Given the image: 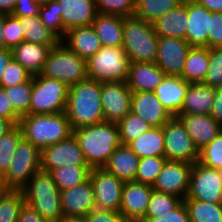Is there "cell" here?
Here are the masks:
<instances>
[{"label": "cell", "instance_id": "37", "mask_svg": "<svg viewBox=\"0 0 222 222\" xmlns=\"http://www.w3.org/2000/svg\"><path fill=\"white\" fill-rule=\"evenodd\" d=\"M2 88L5 89L15 113L20 118L29 115L31 93L33 90V76L22 84Z\"/></svg>", "mask_w": 222, "mask_h": 222}, {"label": "cell", "instance_id": "51", "mask_svg": "<svg viewBox=\"0 0 222 222\" xmlns=\"http://www.w3.org/2000/svg\"><path fill=\"white\" fill-rule=\"evenodd\" d=\"M88 222H128L120 212L94 209L87 216Z\"/></svg>", "mask_w": 222, "mask_h": 222}, {"label": "cell", "instance_id": "22", "mask_svg": "<svg viewBox=\"0 0 222 222\" xmlns=\"http://www.w3.org/2000/svg\"><path fill=\"white\" fill-rule=\"evenodd\" d=\"M211 13L194 0H187L188 26L185 40L190 46L208 47V28Z\"/></svg>", "mask_w": 222, "mask_h": 222}, {"label": "cell", "instance_id": "48", "mask_svg": "<svg viewBox=\"0 0 222 222\" xmlns=\"http://www.w3.org/2000/svg\"><path fill=\"white\" fill-rule=\"evenodd\" d=\"M3 35L6 48L8 49H12L24 41V33L21 29L20 21L12 14H5Z\"/></svg>", "mask_w": 222, "mask_h": 222}, {"label": "cell", "instance_id": "42", "mask_svg": "<svg viewBox=\"0 0 222 222\" xmlns=\"http://www.w3.org/2000/svg\"><path fill=\"white\" fill-rule=\"evenodd\" d=\"M22 138V132L18 125L0 138V174L4 175L13 158L16 145Z\"/></svg>", "mask_w": 222, "mask_h": 222}, {"label": "cell", "instance_id": "25", "mask_svg": "<svg viewBox=\"0 0 222 222\" xmlns=\"http://www.w3.org/2000/svg\"><path fill=\"white\" fill-rule=\"evenodd\" d=\"M61 42L85 60L102 47L100 38L92 25L73 27L67 30Z\"/></svg>", "mask_w": 222, "mask_h": 222}, {"label": "cell", "instance_id": "45", "mask_svg": "<svg viewBox=\"0 0 222 222\" xmlns=\"http://www.w3.org/2000/svg\"><path fill=\"white\" fill-rule=\"evenodd\" d=\"M95 2L98 13L122 17L134 16L135 0H95Z\"/></svg>", "mask_w": 222, "mask_h": 222}, {"label": "cell", "instance_id": "6", "mask_svg": "<svg viewBox=\"0 0 222 222\" xmlns=\"http://www.w3.org/2000/svg\"><path fill=\"white\" fill-rule=\"evenodd\" d=\"M130 60L122 46H102L86 60L87 78L98 82H126Z\"/></svg>", "mask_w": 222, "mask_h": 222}, {"label": "cell", "instance_id": "16", "mask_svg": "<svg viewBox=\"0 0 222 222\" xmlns=\"http://www.w3.org/2000/svg\"><path fill=\"white\" fill-rule=\"evenodd\" d=\"M190 47L185 39L159 37L155 64L166 75L181 76Z\"/></svg>", "mask_w": 222, "mask_h": 222}, {"label": "cell", "instance_id": "34", "mask_svg": "<svg viewBox=\"0 0 222 222\" xmlns=\"http://www.w3.org/2000/svg\"><path fill=\"white\" fill-rule=\"evenodd\" d=\"M89 165H67L49 171L60 191L74 187L89 178Z\"/></svg>", "mask_w": 222, "mask_h": 222}, {"label": "cell", "instance_id": "21", "mask_svg": "<svg viewBox=\"0 0 222 222\" xmlns=\"http://www.w3.org/2000/svg\"><path fill=\"white\" fill-rule=\"evenodd\" d=\"M56 1L64 22V35L73 27L92 25L98 14L95 0Z\"/></svg>", "mask_w": 222, "mask_h": 222}, {"label": "cell", "instance_id": "63", "mask_svg": "<svg viewBox=\"0 0 222 222\" xmlns=\"http://www.w3.org/2000/svg\"><path fill=\"white\" fill-rule=\"evenodd\" d=\"M50 1H54V0H36V2L40 5H44L46 3H49Z\"/></svg>", "mask_w": 222, "mask_h": 222}, {"label": "cell", "instance_id": "13", "mask_svg": "<svg viewBox=\"0 0 222 222\" xmlns=\"http://www.w3.org/2000/svg\"><path fill=\"white\" fill-rule=\"evenodd\" d=\"M67 165H88L74 134L61 142L43 147L40 153V170L49 172Z\"/></svg>", "mask_w": 222, "mask_h": 222}, {"label": "cell", "instance_id": "58", "mask_svg": "<svg viewBox=\"0 0 222 222\" xmlns=\"http://www.w3.org/2000/svg\"><path fill=\"white\" fill-rule=\"evenodd\" d=\"M17 0H0V13L12 14Z\"/></svg>", "mask_w": 222, "mask_h": 222}, {"label": "cell", "instance_id": "30", "mask_svg": "<svg viewBox=\"0 0 222 222\" xmlns=\"http://www.w3.org/2000/svg\"><path fill=\"white\" fill-rule=\"evenodd\" d=\"M124 17L98 13L92 22L102 46L118 47L123 44Z\"/></svg>", "mask_w": 222, "mask_h": 222}, {"label": "cell", "instance_id": "12", "mask_svg": "<svg viewBox=\"0 0 222 222\" xmlns=\"http://www.w3.org/2000/svg\"><path fill=\"white\" fill-rule=\"evenodd\" d=\"M89 178L93 185L96 209L119 212L125 182L103 168H92Z\"/></svg>", "mask_w": 222, "mask_h": 222}, {"label": "cell", "instance_id": "33", "mask_svg": "<svg viewBox=\"0 0 222 222\" xmlns=\"http://www.w3.org/2000/svg\"><path fill=\"white\" fill-rule=\"evenodd\" d=\"M128 146L139 158L164 156L163 126L152 127L149 131L131 141Z\"/></svg>", "mask_w": 222, "mask_h": 222}, {"label": "cell", "instance_id": "59", "mask_svg": "<svg viewBox=\"0 0 222 222\" xmlns=\"http://www.w3.org/2000/svg\"><path fill=\"white\" fill-rule=\"evenodd\" d=\"M16 125L9 119L0 116V138L12 130Z\"/></svg>", "mask_w": 222, "mask_h": 222}, {"label": "cell", "instance_id": "5", "mask_svg": "<svg viewBox=\"0 0 222 222\" xmlns=\"http://www.w3.org/2000/svg\"><path fill=\"white\" fill-rule=\"evenodd\" d=\"M158 38L152 23L135 16L124 17L122 47L130 62L155 63Z\"/></svg>", "mask_w": 222, "mask_h": 222}, {"label": "cell", "instance_id": "62", "mask_svg": "<svg viewBox=\"0 0 222 222\" xmlns=\"http://www.w3.org/2000/svg\"><path fill=\"white\" fill-rule=\"evenodd\" d=\"M10 189L6 186L4 176L0 174V198H2Z\"/></svg>", "mask_w": 222, "mask_h": 222}, {"label": "cell", "instance_id": "53", "mask_svg": "<svg viewBox=\"0 0 222 222\" xmlns=\"http://www.w3.org/2000/svg\"><path fill=\"white\" fill-rule=\"evenodd\" d=\"M0 116L18 125L20 117L15 113L5 89L0 87Z\"/></svg>", "mask_w": 222, "mask_h": 222}, {"label": "cell", "instance_id": "15", "mask_svg": "<svg viewBox=\"0 0 222 222\" xmlns=\"http://www.w3.org/2000/svg\"><path fill=\"white\" fill-rule=\"evenodd\" d=\"M132 91L126 82L101 83L104 121L118 123L131 112Z\"/></svg>", "mask_w": 222, "mask_h": 222}, {"label": "cell", "instance_id": "9", "mask_svg": "<svg viewBox=\"0 0 222 222\" xmlns=\"http://www.w3.org/2000/svg\"><path fill=\"white\" fill-rule=\"evenodd\" d=\"M41 150L21 138L6 173L3 175L10 190H22L31 177L40 170Z\"/></svg>", "mask_w": 222, "mask_h": 222}, {"label": "cell", "instance_id": "4", "mask_svg": "<svg viewBox=\"0 0 222 222\" xmlns=\"http://www.w3.org/2000/svg\"><path fill=\"white\" fill-rule=\"evenodd\" d=\"M22 192L25 203L48 222H60L63 218L60 190L49 172H36Z\"/></svg>", "mask_w": 222, "mask_h": 222}, {"label": "cell", "instance_id": "17", "mask_svg": "<svg viewBox=\"0 0 222 222\" xmlns=\"http://www.w3.org/2000/svg\"><path fill=\"white\" fill-rule=\"evenodd\" d=\"M152 192L151 185L125 182L119 212L127 221H141L145 217Z\"/></svg>", "mask_w": 222, "mask_h": 222}, {"label": "cell", "instance_id": "8", "mask_svg": "<svg viewBox=\"0 0 222 222\" xmlns=\"http://www.w3.org/2000/svg\"><path fill=\"white\" fill-rule=\"evenodd\" d=\"M69 87L40 74L33 76L29 114H56L66 109Z\"/></svg>", "mask_w": 222, "mask_h": 222}, {"label": "cell", "instance_id": "23", "mask_svg": "<svg viewBox=\"0 0 222 222\" xmlns=\"http://www.w3.org/2000/svg\"><path fill=\"white\" fill-rule=\"evenodd\" d=\"M165 76L155 63L131 62L126 84L132 92H153Z\"/></svg>", "mask_w": 222, "mask_h": 222}, {"label": "cell", "instance_id": "40", "mask_svg": "<svg viewBox=\"0 0 222 222\" xmlns=\"http://www.w3.org/2000/svg\"><path fill=\"white\" fill-rule=\"evenodd\" d=\"M25 203L22 190H10L0 198V222H17Z\"/></svg>", "mask_w": 222, "mask_h": 222}, {"label": "cell", "instance_id": "20", "mask_svg": "<svg viewBox=\"0 0 222 222\" xmlns=\"http://www.w3.org/2000/svg\"><path fill=\"white\" fill-rule=\"evenodd\" d=\"M195 146L201 150L222 130V126L210 114H179L177 116Z\"/></svg>", "mask_w": 222, "mask_h": 222}, {"label": "cell", "instance_id": "10", "mask_svg": "<svg viewBox=\"0 0 222 222\" xmlns=\"http://www.w3.org/2000/svg\"><path fill=\"white\" fill-rule=\"evenodd\" d=\"M163 137L164 156L168 161L194 164L199 160V150L177 116L171 117L163 125Z\"/></svg>", "mask_w": 222, "mask_h": 222}, {"label": "cell", "instance_id": "47", "mask_svg": "<svg viewBox=\"0 0 222 222\" xmlns=\"http://www.w3.org/2000/svg\"><path fill=\"white\" fill-rule=\"evenodd\" d=\"M32 75L15 60H11L3 71L1 87H11L28 81Z\"/></svg>", "mask_w": 222, "mask_h": 222}, {"label": "cell", "instance_id": "41", "mask_svg": "<svg viewBox=\"0 0 222 222\" xmlns=\"http://www.w3.org/2000/svg\"><path fill=\"white\" fill-rule=\"evenodd\" d=\"M183 200L175 195L153 190L145 217H157L175 209Z\"/></svg>", "mask_w": 222, "mask_h": 222}, {"label": "cell", "instance_id": "24", "mask_svg": "<svg viewBox=\"0 0 222 222\" xmlns=\"http://www.w3.org/2000/svg\"><path fill=\"white\" fill-rule=\"evenodd\" d=\"M188 86L181 76L166 75L153 92L173 117L178 116L182 109Z\"/></svg>", "mask_w": 222, "mask_h": 222}, {"label": "cell", "instance_id": "61", "mask_svg": "<svg viewBox=\"0 0 222 222\" xmlns=\"http://www.w3.org/2000/svg\"><path fill=\"white\" fill-rule=\"evenodd\" d=\"M60 222H88L86 216H69L63 217Z\"/></svg>", "mask_w": 222, "mask_h": 222}, {"label": "cell", "instance_id": "43", "mask_svg": "<svg viewBox=\"0 0 222 222\" xmlns=\"http://www.w3.org/2000/svg\"><path fill=\"white\" fill-rule=\"evenodd\" d=\"M39 18L41 23L53 31L60 39L64 37V22L56 0L41 5Z\"/></svg>", "mask_w": 222, "mask_h": 222}, {"label": "cell", "instance_id": "49", "mask_svg": "<svg viewBox=\"0 0 222 222\" xmlns=\"http://www.w3.org/2000/svg\"><path fill=\"white\" fill-rule=\"evenodd\" d=\"M140 222H191L188 209L182 201L175 209L157 217H144Z\"/></svg>", "mask_w": 222, "mask_h": 222}, {"label": "cell", "instance_id": "1", "mask_svg": "<svg viewBox=\"0 0 222 222\" xmlns=\"http://www.w3.org/2000/svg\"><path fill=\"white\" fill-rule=\"evenodd\" d=\"M65 114L72 130L104 122L101 82L86 78L70 86Z\"/></svg>", "mask_w": 222, "mask_h": 222}, {"label": "cell", "instance_id": "3", "mask_svg": "<svg viewBox=\"0 0 222 222\" xmlns=\"http://www.w3.org/2000/svg\"><path fill=\"white\" fill-rule=\"evenodd\" d=\"M18 126L22 138L40 150L56 144L73 134L65 112L56 114H29L20 118Z\"/></svg>", "mask_w": 222, "mask_h": 222}, {"label": "cell", "instance_id": "11", "mask_svg": "<svg viewBox=\"0 0 222 222\" xmlns=\"http://www.w3.org/2000/svg\"><path fill=\"white\" fill-rule=\"evenodd\" d=\"M185 199L222 204L221 170L195 162L190 172L189 191Z\"/></svg>", "mask_w": 222, "mask_h": 222}, {"label": "cell", "instance_id": "46", "mask_svg": "<svg viewBox=\"0 0 222 222\" xmlns=\"http://www.w3.org/2000/svg\"><path fill=\"white\" fill-rule=\"evenodd\" d=\"M203 83L213 88L222 86V47L209 48V67Z\"/></svg>", "mask_w": 222, "mask_h": 222}, {"label": "cell", "instance_id": "60", "mask_svg": "<svg viewBox=\"0 0 222 222\" xmlns=\"http://www.w3.org/2000/svg\"><path fill=\"white\" fill-rule=\"evenodd\" d=\"M4 21H5V14L0 13V49L6 48L3 35Z\"/></svg>", "mask_w": 222, "mask_h": 222}, {"label": "cell", "instance_id": "18", "mask_svg": "<svg viewBox=\"0 0 222 222\" xmlns=\"http://www.w3.org/2000/svg\"><path fill=\"white\" fill-rule=\"evenodd\" d=\"M63 217L87 216L96 209L93 185L90 178L86 181L60 191Z\"/></svg>", "mask_w": 222, "mask_h": 222}, {"label": "cell", "instance_id": "56", "mask_svg": "<svg viewBox=\"0 0 222 222\" xmlns=\"http://www.w3.org/2000/svg\"><path fill=\"white\" fill-rule=\"evenodd\" d=\"M12 59L13 58H12L11 49L8 48L0 49V87H1L3 71Z\"/></svg>", "mask_w": 222, "mask_h": 222}, {"label": "cell", "instance_id": "28", "mask_svg": "<svg viewBox=\"0 0 222 222\" xmlns=\"http://www.w3.org/2000/svg\"><path fill=\"white\" fill-rule=\"evenodd\" d=\"M51 48L23 41L11 49L12 58L19 62L32 76L41 73Z\"/></svg>", "mask_w": 222, "mask_h": 222}, {"label": "cell", "instance_id": "50", "mask_svg": "<svg viewBox=\"0 0 222 222\" xmlns=\"http://www.w3.org/2000/svg\"><path fill=\"white\" fill-rule=\"evenodd\" d=\"M218 47H222V13L212 12L208 28V48Z\"/></svg>", "mask_w": 222, "mask_h": 222}, {"label": "cell", "instance_id": "36", "mask_svg": "<svg viewBox=\"0 0 222 222\" xmlns=\"http://www.w3.org/2000/svg\"><path fill=\"white\" fill-rule=\"evenodd\" d=\"M183 201L188 209L191 222H222V204L193 199Z\"/></svg>", "mask_w": 222, "mask_h": 222}, {"label": "cell", "instance_id": "2", "mask_svg": "<svg viewBox=\"0 0 222 222\" xmlns=\"http://www.w3.org/2000/svg\"><path fill=\"white\" fill-rule=\"evenodd\" d=\"M88 165L102 168L121 145L117 123L101 122L73 130Z\"/></svg>", "mask_w": 222, "mask_h": 222}, {"label": "cell", "instance_id": "19", "mask_svg": "<svg viewBox=\"0 0 222 222\" xmlns=\"http://www.w3.org/2000/svg\"><path fill=\"white\" fill-rule=\"evenodd\" d=\"M131 112L152 127H162L172 116L154 92H132Z\"/></svg>", "mask_w": 222, "mask_h": 222}, {"label": "cell", "instance_id": "57", "mask_svg": "<svg viewBox=\"0 0 222 222\" xmlns=\"http://www.w3.org/2000/svg\"><path fill=\"white\" fill-rule=\"evenodd\" d=\"M197 4L204 6L210 12L222 13V0H194Z\"/></svg>", "mask_w": 222, "mask_h": 222}, {"label": "cell", "instance_id": "44", "mask_svg": "<svg viewBox=\"0 0 222 222\" xmlns=\"http://www.w3.org/2000/svg\"><path fill=\"white\" fill-rule=\"evenodd\" d=\"M198 162L206 167L222 170V130L199 150Z\"/></svg>", "mask_w": 222, "mask_h": 222}, {"label": "cell", "instance_id": "54", "mask_svg": "<svg viewBox=\"0 0 222 222\" xmlns=\"http://www.w3.org/2000/svg\"><path fill=\"white\" fill-rule=\"evenodd\" d=\"M17 222H48L35 209L24 203Z\"/></svg>", "mask_w": 222, "mask_h": 222}, {"label": "cell", "instance_id": "35", "mask_svg": "<svg viewBox=\"0 0 222 222\" xmlns=\"http://www.w3.org/2000/svg\"><path fill=\"white\" fill-rule=\"evenodd\" d=\"M183 0H135L134 16L152 23Z\"/></svg>", "mask_w": 222, "mask_h": 222}, {"label": "cell", "instance_id": "7", "mask_svg": "<svg viewBox=\"0 0 222 222\" xmlns=\"http://www.w3.org/2000/svg\"><path fill=\"white\" fill-rule=\"evenodd\" d=\"M40 75L57 79L70 87L87 78L86 60L60 41L49 51Z\"/></svg>", "mask_w": 222, "mask_h": 222}, {"label": "cell", "instance_id": "27", "mask_svg": "<svg viewBox=\"0 0 222 222\" xmlns=\"http://www.w3.org/2000/svg\"><path fill=\"white\" fill-rule=\"evenodd\" d=\"M139 156L128 146H118L102 167L124 182L135 180L139 165Z\"/></svg>", "mask_w": 222, "mask_h": 222}, {"label": "cell", "instance_id": "55", "mask_svg": "<svg viewBox=\"0 0 222 222\" xmlns=\"http://www.w3.org/2000/svg\"><path fill=\"white\" fill-rule=\"evenodd\" d=\"M210 115L222 126V86L215 88V97Z\"/></svg>", "mask_w": 222, "mask_h": 222}, {"label": "cell", "instance_id": "32", "mask_svg": "<svg viewBox=\"0 0 222 222\" xmlns=\"http://www.w3.org/2000/svg\"><path fill=\"white\" fill-rule=\"evenodd\" d=\"M24 33V41L37 43L53 48L61 39L49 28L45 27L39 16L17 17Z\"/></svg>", "mask_w": 222, "mask_h": 222}, {"label": "cell", "instance_id": "31", "mask_svg": "<svg viewBox=\"0 0 222 222\" xmlns=\"http://www.w3.org/2000/svg\"><path fill=\"white\" fill-rule=\"evenodd\" d=\"M209 67V48L191 46L181 77L188 83H201L204 81Z\"/></svg>", "mask_w": 222, "mask_h": 222}, {"label": "cell", "instance_id": "29", "mask_svg": "<svg viewBox=\"0 0 222 222\" xmlns=\"http://www.w3.org/2000/svg\"><path fill=\"white\" fill-rule=\"evenodd\" d=\"M215 97V88L207 84L189 83L179 114H210Z\"/></svg>", "mask_w": 222, "mask_h": 222}, {"label": "cell", "instance_id": "14", "mask_svg": "<svg viewBox=\"0 0 222 222\" xmlns=\"http://www.w3.org/2000/svg\"><path fill=\"white\" fill-rule=\"evenodd\" d=\"M193 164L182 161L166 160L154 184L153 190L175 195L182 200L189 191L190 172Z\"/></svg>", "mask_w": 222, "mask_h": 222}, {"label": "cell", "instance_id": "39", "mask_svg": "<svg viewBox=\"0 0 222 222\" xmlns=\"http://www.w3.org/2000/svg\"><path fill=\"white\" fill-rule=\"evenodd\" d=\"M165 156L140 158L134 182L153 185L166 162Z\"/></svg>", "mask_w": 222, "mask_h": 222}, {"label": "cell", "instance_id": "38", "mask_svg": "<svg viewBox=\"0 0 222 222\" xmlns=\"http://www.w3.org/2000/svg\"><path fill=\"white\" fill-rule=\"evenodd\" d=\"M117 125L122 145H128L131 141H134L152 128V126L132 112H129Z\"/></svg>", "mask_w": 222, "mask_h": 222}, {"label": "cell", "instance_id": "26", "mask_svg": "<svg viewBox=\"0 0 222 222\" xmlns=\"http://www.w3.org/2000/svg\"><path fill=\"white\" fill-rule=\"evenodd\" d=\"M158 37H173L185 39L188 26L187 0H183L170 11L152 22Z\"/></svg>", "mask_w": 222, "mask_h": 222}, {"label": "cell", "instance_id": "52", "mask_svg": "<svg viewBox=\"0 0 222 222\" xmlns=\"http://www.w3.org/2000/svg\"><path fill=\"white\" fill-rule=\"evenodd\" d=\"M41 5L36 0H17L12 15L15 17L39 16Z\"/></svg>", "mask_w": 222, "mask_h": 222}]
</instances>
